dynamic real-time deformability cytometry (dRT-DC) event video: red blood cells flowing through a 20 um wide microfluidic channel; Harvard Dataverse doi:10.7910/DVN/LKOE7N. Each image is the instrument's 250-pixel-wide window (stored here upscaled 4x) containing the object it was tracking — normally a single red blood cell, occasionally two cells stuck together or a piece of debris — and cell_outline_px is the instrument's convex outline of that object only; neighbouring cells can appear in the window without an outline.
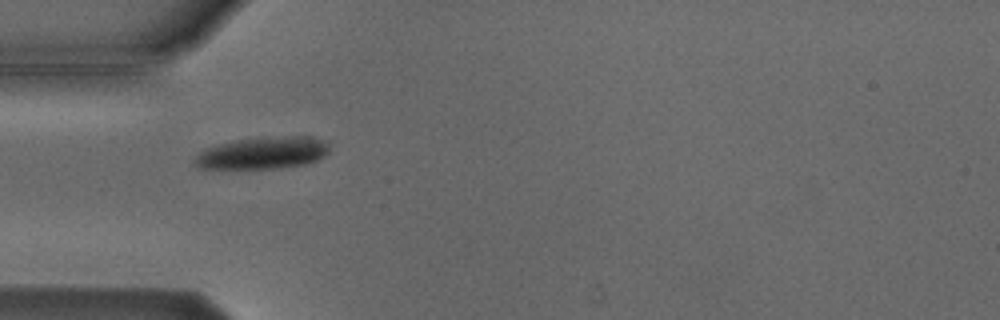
{"species": "Egyptian fruit bat (a non-hibernating species)", "species_latin": "Rousettus aegyptiacus", "temperature_condition": "cold", "stored_images_in_passage": 4, "camera_frame_rate_fps": 3000, "um_per_image_px": 0.085, "animal": {"sex": "male"}, "frame": {"image": 1, "passage_image": 1, "time_ms": 0.0, "image_size_px": [1000, 320], "cell_outline_px": [[328, 152], [324, 156], [316, 160], [304, 164], [276, 168], [200, 168], [192, 164], [192, 160], [204, 148], [216, 144], [236, 140], [260, 136], [308, 136], [328, 140]], "centroid_in_image_um": [22.32, 12.97], "position_along_channel_um": 62.7, "area_um2": 25.49}}
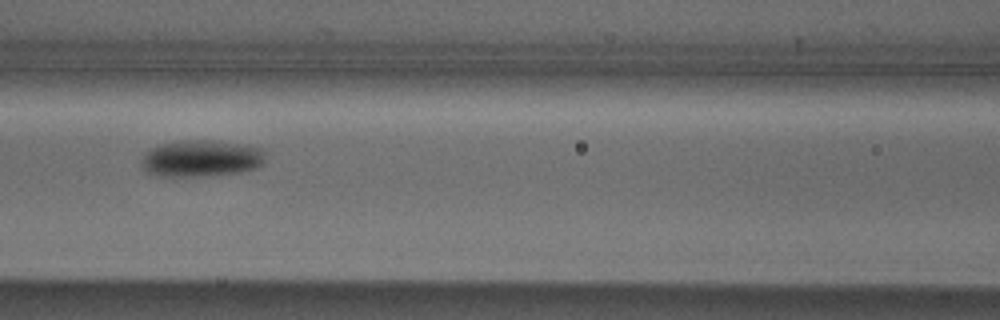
{"frame": {"image": 2, "passage_image": 3, "time_ms": 2.333, "image_size_px": [1000, 320], "cell_outline_px": [[264, 160], [256, 168], [216, 176], [156, 176], [148, 172], [144, 168], [144, 156], [148, 148], [160, 144], [184, 140], [212, 140], [240, 144], [260, 148], [264, 152]], "centroid_in_image_um": [17.09, 13.46], "position_along_channel_um": 149.5, "area_um2": 26.3}}
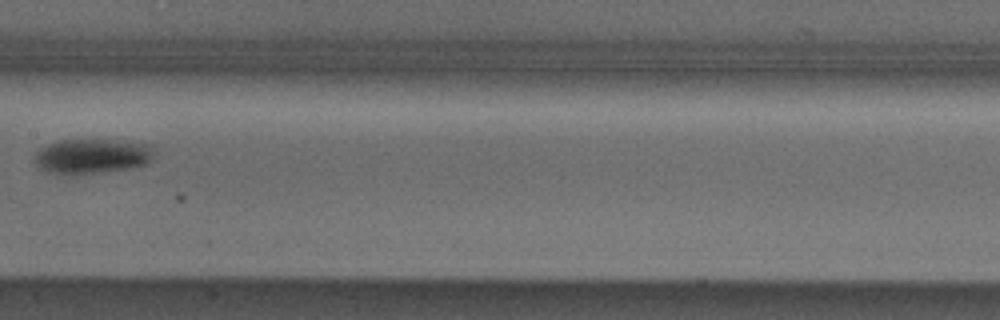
{"frame": {"image": 3, "passage_image": 4, "time_ms": 3.667, "image_size_px": [1000, 320], "cell_outline_px": [[152, 160], [148, 164], [128, 168], [96, 172], [48, 172], [40, 168], [36, 164], [36, 152], [40, 148], [56, 140], [120, 140], [152, 144]], "centroid_in_image_um": [7.87, 13.23], "position_along_channel_um": 199.5, "area_um2": 23.7}}